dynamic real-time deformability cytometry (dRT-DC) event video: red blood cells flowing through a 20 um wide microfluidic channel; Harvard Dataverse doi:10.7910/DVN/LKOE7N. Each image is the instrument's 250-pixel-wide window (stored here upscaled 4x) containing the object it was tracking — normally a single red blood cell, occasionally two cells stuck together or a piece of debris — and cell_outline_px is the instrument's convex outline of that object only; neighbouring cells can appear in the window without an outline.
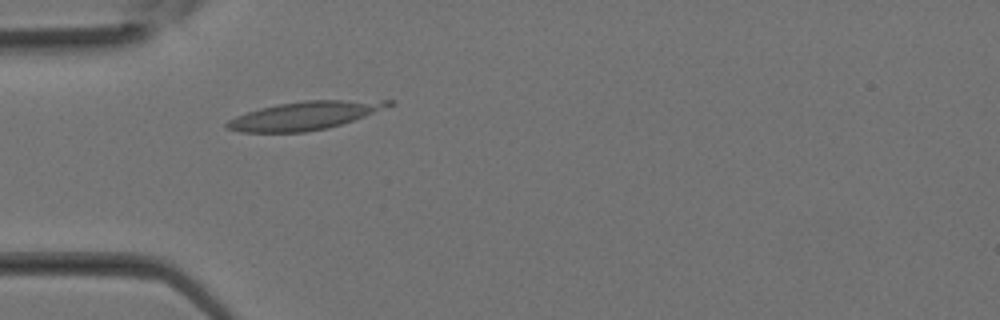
{"species": "Egyptian fruit bat (a non-hibernating species)", "species_latin": "Rousettus aegyptiacus", "temperature_condition": "room temperature", "stored_images_in_passage": 23, "camera_frame_rate_fps": 3000, "um_per_image_px": 0.085, "animal": {"sex": "female"}, "frame": {"image": 1, "passage_image": 9, "time_ms": 2.667, "image_size_px": [1000, 320], "cell_outline_px": [[396, 104], [364, 116], [328, 128], [304, 132], [240, 132], [224, 128], [224, 124], [228, 120], [236, 116], [260, 108], [276, 104], [304, 100], [396, 100]], "centroid_in_image_um": [25.89, 9.82], "position_along_channel_um": 59.1, "area_um2": 26.65}}